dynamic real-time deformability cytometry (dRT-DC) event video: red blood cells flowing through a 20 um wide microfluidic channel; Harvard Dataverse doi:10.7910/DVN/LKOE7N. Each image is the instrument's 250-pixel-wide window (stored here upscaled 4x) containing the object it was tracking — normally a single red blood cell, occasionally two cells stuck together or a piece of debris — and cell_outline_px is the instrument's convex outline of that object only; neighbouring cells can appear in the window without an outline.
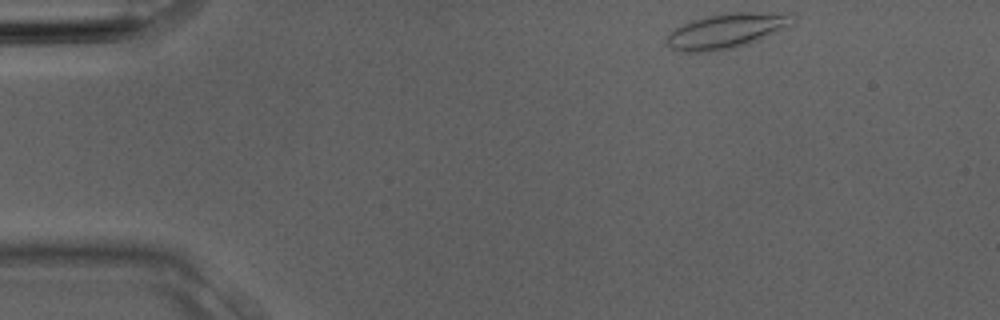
{"species": "Egyptian fruit bat (a non-hibernating species)", "species_latin": "Rousettus aegyptiacus", "temperature_condition": "room temperature", "stored_images_in_passage": 3, "camera_frame_rate_fps": 3000, "um_per_image_px": 0.085, "animal": {"sex": "male"}, "frame": {"image": 1, "passage_image": 1, "time_ms": 0.0, "image_size_px": [1000, 320], "cell_outline_px": [[796, 16], [792, 24], [760, 40], [748, 44], [732, 48], [708, 52], [680, 52], [664, 44], [664, 40], [676, 28], [692, 20], [708, 16], [736, 12], [792, 12]], "centroid_in_image_um": [61.8, 2.62], "position_along_channel_um": 23.2, "area_um2": 25.78}}